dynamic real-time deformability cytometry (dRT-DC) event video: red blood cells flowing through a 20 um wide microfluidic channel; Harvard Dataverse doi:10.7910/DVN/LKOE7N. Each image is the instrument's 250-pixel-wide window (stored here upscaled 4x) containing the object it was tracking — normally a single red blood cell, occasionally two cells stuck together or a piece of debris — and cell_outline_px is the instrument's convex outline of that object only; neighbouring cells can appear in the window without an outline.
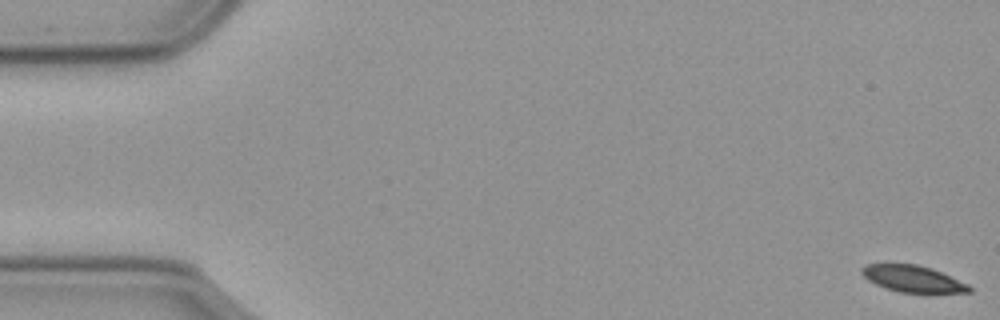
{"species": "common noctule bat (a hibernating species)", "species_latin": "Nyctalus noctula", "temperature_condition": "cold", "stored_images_in_passage": 18, "camera_frame_rate_fps": 3000, "um_per_image_px": 0.085, "animal": {"sex": "male", "body_mass_g": 23.1, "forearm_length_mm": 52.7}, "frame": {"image": 1, "passage_image": 1, "time_ms": 0.0, "image_size_px": [1000, 320], "cell_outline_px": [[972, 292], [928, 296], [900, 292], [884, 288], [868, 280], [860, 272], [860, 268], [864, 264], [916, 264], [932, 268], [968, 284], [972, 288]], "centroid_in_image_um": [77.66, 23.76], "position_along_channel_um": 7.3, "area_um2": 17.57}}